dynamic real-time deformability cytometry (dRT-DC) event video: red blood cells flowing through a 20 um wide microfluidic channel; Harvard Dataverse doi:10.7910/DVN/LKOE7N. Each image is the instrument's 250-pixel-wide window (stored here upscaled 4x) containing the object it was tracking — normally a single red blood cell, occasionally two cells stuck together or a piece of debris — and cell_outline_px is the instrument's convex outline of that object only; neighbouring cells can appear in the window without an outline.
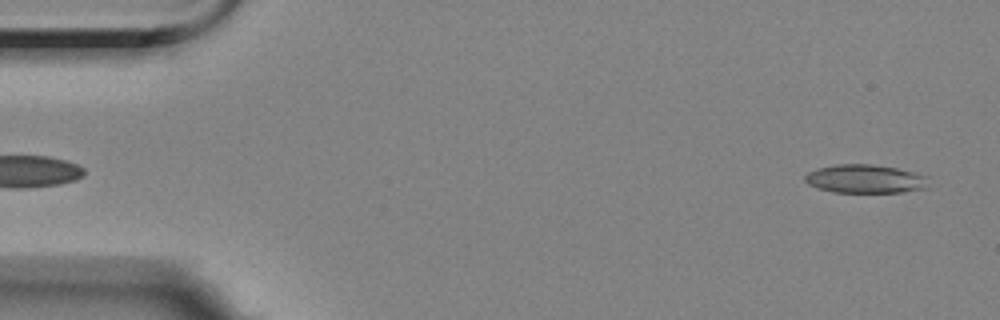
{"species": "Egyptian fruit bat (a non-hibernating species)", "species_latin": "Rousettus aegyptiacus", "temperature_condition": "room temperature", "stored_images_in_passage": 12, "camera_frame_rate_fps": 3000, "um_per_image_px": 0.085, "animal": {"sex": "female"}, "frame": {"image": 1, "passage_image": 2, "time_ms": 0.333, "image_size_px": [1000, 320], "cell_outline_px": [[928, 176], [924, 188], [900, 192], [832, 192], [808, 184], [804, 180], [804, 176], [808, 172], [816, 168], [836, 164], [872, 164], [896, 168]], "centroid_in_image_um": [73.48, 15.19], "position_along_channel_um": 11.5, "area_um2": 20.35}}